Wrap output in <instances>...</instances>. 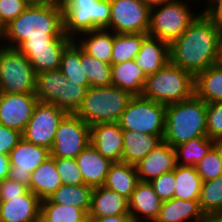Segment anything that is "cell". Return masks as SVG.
<instances>
[{
    "label": "cell",
    "instance_id": "cell-1",
    "mask_svg": "<svg viewBox=\"0 0 222 222\" xmlns=\"http://www.w3.org/2000/svg\"><path fill=\"white\" fill-rule=\"evenodd\" d=\"M222 28L202 11L186 31L170 44V62L194 77L218 63Z\"/></svg>",
    "mask_w": 222,
    "mask_h": 222
},
{
    "label": "cell",
    "instance_id": "cell-2",
    "mask_svg": "<svg viewBox=\"0 0 222 222\" xmlns=\"http://www.w3.org/2000/svg\"><path fill=\"white\" fill-rule=\"evenodd\" d=\"M63 34L62 4L60 0H47L31 2L20 15L0 31V41L1 45L17 48L25 40L59 39Z\"/></svg>",
    "mask_w": 222,
    "mask_h": 222
},
{
    "label": "cell",
    "instance_id": "cell-3",
    "mask_svg": "<svg viewBox=\"0 0 222 222\" xmlns=\"http://www.w3.org/2000/svg\"><path fill=\"white\" fill-rule=\"evenodd\" d=\"M207 103L195 94L167 105L163 141L173 148L192 138L207 137Z\"/></svg>",
    "mask_w": 222,
    "mask_h": 222
},
{
    "label": "cell",
    "instance_id": "cell-4",
    "mask_svg": "<svg viewBox=\"0 0 222 222\" xmlns=\"http://www.w3.org/2000/svg\"><path fill=\"white\" fill-rule=\"evenodd\" d=\"M132 97L114 85L89 87L75 114L89 126L118 122Z\"/></svg>",
    "mask_w": 222,
    "mask_h": 222
},
{
    "label": "cell",
    "instance_id": "cell-5",
    "mask_svg": "<svg viewBox=\"0 0 222 222\" xmlns=\"http://www.w3.org/2000/svg\"><path fill=\"white\" fill-rule=\"evenodd\" d=\"M194 94V76L169 62L147 76L142 96L169 105L184 101Z\"/></svg>",
    "mask_w": 222,
    "mask_h": 222
},
{
    "label": "cell",
    "instance_id": "cell-6",
    "mask_svg": "<svg viewBox=\"0 0 222 222\" xmlns=\"http://www.w3.org/2000/svg\"><path fill=\"white\" fill-rule=\"evenodd\" d=\"M64 34L75 40L79 34L106 29L110 21V0H60Z\"/></svg>",
    "mask_w": 222,
    "mask_h": 222
},
{
    "label": "cell",
    "instance_id": "cell-7",
    "mask_svg": "<svg viewBox=\"0 0 222 222\" xmlns=\"http://www.w3.org/2000/svg\"><path fill=\"white\" fill-rule=\"evenodd\" d=\"M166 108L167 105L136 95L131 98L117 123L123 130L152 134L163 140Z\"/></svg>",
    "mask_w": 222,
    "mask_h": 222
},
{
    "label": "cell",
    "instance_id": "cell-8",
    "mask_svg": "<svg viewBox=\"0 0 222 222\" xmlns=\"http://www.w3.org/2000/svg\"><path fill=\"white\" fill-rule=\"evenodd\" d=\"M190 9L187 0H172L151 7L148 35L171 44L198 15Z\"/></svg>",
    "mask_w": 222,
    "mask_h": 222
},
{
    "label": "cell",
    "instance_id": "cell-9",
    "mask_svg": "<svg viewBox=\"0 0 222 222\" xmlns=\"http://www.w3.org/2000/svg\"><path fill=\"white\" fill-rule=\"evenodd\" d=\"M37 73L17 48L0 45V93L35 94Z\"/></svg>",
    "mask_w": 222,
    "mask_h": 222
},
{
    "label": "cell",
    "instance_id": "cell-10",
    "mask_svg": "<svg viewBox=\"0 0 222 222\" xmlns=\"http://www.w3.org/2000/svg\"><path fill=\"white\" fill-rule=\"evenodd\" d=\"M151 7L142 0H110V21L106 30L118 34L148 33Z\"/></svg>",
    "mask_w": 222,
    "mask_h": 222
},
{
    "label": "cell",
    "instance_id": "cell-11",
    "mask_svg": "<svg viewBox=\"0 0 222 222\" xmlns=\"http://www.w3.org/2000/svg\"><path fill=\"white\" fill-rule=\"evenodd\" d=\"M90 144V126L75 113H67L55 133L50 156L76 158Z\"/></svg>",
    "mask_w": 222,
    "mask_h": 222
},
{
    "label": "cell",
    "instance_id": "cell-12",
    "mask_svg": "<svg viewBox=\"0 0 222 222\" xmlns=\"http://www.w3.org/2000/svg\"><path fill=\"white\" fill-rule=\"evenodd\" d=\"M66 114V111L54 104L39 101L22 133V138L27 142L50 150L59 123Z\"/></svg>",
    "mask_w": 222,
    "mask_h": 222
},
{
    "label": "cell",
    "instance_id": "cell-13",
    "mask_svg": "<svg viewBox=\"0 0 222 222\" xmlns=\"http://www.w3.org/2000/svg\"><path fill=\"white\" fill-rule=\"evenodd\" d=\"M73 41L63 34L59 39H31L22 42L17 49L26 56L38 74L59 69L64 49Z\"/></svg>",
    "mask_w": 222,
    "mask_h": 222
},
{
    "label": "cell",
    "instance_id": "cell-14",
    "mask_svg": "<svg viewBox=\"0 0 222 222\" xmlns=\"http://www.w3.org/2000/svg\"><path fill=\"white\" fill-rule=\"evenodd\" d=\"M49 157V149L27 142L22 138L9 153L8 178L29 188L31 173Z\"/></svg>",
    "mask_w": 222,
    "mask_h": 222
},
{
    "label": "cell",
    "instance_id": "cell-15",
    "mask_svg": "<svg viewBox=\"0 0 222 222\" xmlns=\"http://www.w3.org/2000/svg\"><path fill=\"white\" fill-rule=\"evenodd\" d=\"M38 102L36 94L0 93V124L23 133Z\"/></svg>",
    "mask_w": 222,
    "mask_h": 222
},
{
    "label": "cell",
    "instance_id": "cell-16",
    "mask_svg": "<svg viewBox=\"0 0 222 222\" xmlns=\"http://www.w3.org/2000/svg\"><path fill=\"white\" fill-rule=\"evenodd\" d=\"M90 143L103 157L112 162H121L123 129L117 122L90 126Z\"/></svg>",
    "mask_w": 222,
    "mask_h": 222
},
{
    "label": "cell",
    "instance_id": "cell-17",
    "mask_svg": "<svg viewBox=\"0 0 222 222\" xmlns=\"http://www.w3.org/2000/svg\"><path fill=\"white\" fill-rule=\"evenodd\" d=\"M135 166L139 180L141 182H150L163 173L176 168L175 149L162 141Z\"/></svg>",
    "mask_w": 222,
    "mask_h": 222
},
{
    "label": "cell",
    "instance_id": "cell-18",
    "mask_svg": "<svg viewBox=\"0 0 222 222\" xmlns=\"http://www.w3.org/2000/svg\"><path fill=\"white\" fill-rule=\"evenodd\" d=\"M41 200L31 191L0 201V222H40Z\"/></svg>",
    "mask_w": 222,
    "mask_h": 222
},
{
    "label": "cell",
    "instance_id": "cell-19",
    "mask_svg": "<svg viewBox=\"0 0 222 222\" xmlns=\"http://www.w3.org/2000/svg\"><path fill=\"white\" fill-rule=\"evenodd\" d=\"M129 214L133 222H154L162 201L150 182H139L129 198ZM141 216V217H140Z\"/></svg>",
    "mask_w": 222,
    "mask_h": 222
},
{
    "label": "cell",
    "instance_id": "cell-20",
    "mask_svg": "<svg viewBox=\"0 0 222 222\" xmlns=\"http://www.w3.org/2000/svg\"><path fill=\"white\" fill-rule=\"evenodd\" d=\"M84 184L91 187L103 186L111 164L90 143L76 158Z\"/></svg>",
    "mask_w": 222,
    "mask_h": 222
},
{
    "label": "cell",
    "instance_id": "cell-21",
    "mask_svg": "<svg viewBox=\"0 0 222 222\" xmlns=\"http://www.w3.org/2000/svg\"><path fill=\"white\" fill-rule=\"evenodd\" d=\"M134 60L146 76L153 74L170 62V44L148 36Z\"/></svg>",
    "mask_w": 222,
    "mask_h": 222
},
{
    "label": "cell",
    "instance_id": "cell-22",
    "mask_svg": "<svg viewBox=\"0 0 222 222\" xmlns=\"http://www.w3.org/2000/svg\"><path fill=\"white\" fill-rule=\"evenodd\" d=\"M129 214V201L104 186L94 187L88 216H114Z\"/></svg>",
    "mask_w": 222,
    "mask_h": 222
},
{
    "label": "cell",
    "instance_id": "cell-23",
    "mask_svg": "<svg viewBox=\"0 0 222 222\" xmlns=\"http://www.w3.org/2000/svg\"><path fill=\"white\" fill-rule=\"evenodd\" d=\"M204 216L198 200L172 198L162 202L154 222H198Z\"/></svg>",
    "mask_w": 222,
    "mask_h": 222
},
{
    "label": "cell",
    "instance_id": "cell-24",
    "mask_svg": "<svg viewBox=\"0 0 222 222\" xmlns=\"http://www.w3.org/2000/svg\"><path fill=\"white\" fill-rule=\"evenodd\" d=\"M65 82L68 80L59 69L38 73L35 91L38 100L64 110Z\"/></svg>",
    "mask_w": 222,
    "mask_h": 222
},
{
    "label": "cell",
    "instance_id": "cell-25",
    "mask_svg": "<svg viewBox=\"0 0 222 222\" xmlns=\"http://www.w3.org/2000/svg\"><path fill=\"white\" fill-rule=\"evenodd\" d=\"M61 185L55 158L50 156L31 173L29 190L42 201L48 199Z\"/></svg>",
    "mask_w": 222,
    "mask_h": 222
},
{
    "label": "cell",
    "instance_id": "cell-26",
    "mask_svg": "<svg viewBox=\"0 0 222 222\" xmlns=\"http://www.w3.org/2000/svg\"><path fill=\"white\" fill-rule=\"evenodd\" d=\"M163 140L159 136L123 130L121 162L136 165Z\"/></svg>",
    "mask_w": 222,
    "mask_h": 222
},
{
    "label": "cell",
    "instance_id": "cell-27",
    "mask_svg": "<svg viewBox=\"0 0 222 222\" xmlns=\"http://www.w3.org/2000/svg\"><path fill=\"white\" fill-rule=\"evenodd\" d=\"M147 76L135 60L111 65L112 85L128 91L133 96L142 95Z\"/></svg>",
    "mask_w": 222,
    "mask_h": 222
},
{
    "label": "cell",
    "instance_id": "cell-28",
    "mask_svg": "<svg viewBox=\"0 0 222 222\" xmlns=\"http://www.w3.org/2000/svg\"><path fill=\"white\" fill-rule=\"evenodd\" d=\"M139 182L136 166L124 162H113L103 186L129 200Z\"/></svg>",
    "mask_w": 222,
    "mask_h": 222
},
{
    "label": "cell",
    "instance_id": "cell-29",
    "mask_svg": "<svg viewBox=\"0 0 222 222\" xmlns=\"http://www.w3.org/2000/svg\"><path fill=\"white\" fill-rule=\"evenodd\" d=\"M77 44L88 55L111 64L114 33L106 29H96L80 34ZM84 36V37H83Z\"/></svg>",
    "mask_w": 222,
    "mask_h": 222
},
{
    "label": "cell",
    "instance_id": "cell-30",
    "mask_svg": "<svg viewBox=\"0 0 222 222\" xmlns=\"http://www.w3.org/2000/svg\"><path fill=\"white\" fill-rule=\"evenodd\" d=\"M195 95L205 103L222 102V66L211 65L194 77Z\"/></svg>",
    "mask_w": 222,
    "mask_h": 222
},
{
    "label": "cell",
    "instance_id": "cell-31",
    "mask_svg": "<svg viewBox=\"0 0 222 222\" xmlns=\"http://www.w3.org/2000/svg\"><path fill=\"white\" fill-rule=\"evenodd\" d=\"M203 180L196 167L178 165L175 168L174 198L183 200H199Z\"/></svg>",
    "mask_w": 222,
    "mask_h": 222
},
{
    "label": "cell",
    "instance_id": "cell-32",
    "mask_svg": "<svg viewBox=\"0 0 222 222\" xmlns=\"http://www.w3.org/2000/svg\"><path fill=\"white\" fill-rule=\"evenodd\" d=\"M59 70L71 82L90 87L88 77L84 72V63H81V47L73 40L63 51Z\"/></svg>",
    "mask_w": 222,
    "mask_h": 222
},
{
    "label": "cell",
    "instance_id": "cell-33",
    "mask_svg": "<svg viewBox=\"0 0 222 222\" xmlns=\"http://www.w3.org/2000/svg\"><path fill=\"white\" fill-rule=\"evenodd\" d=\"M93 187L81 185L62 184L48 199L52 203L72 205L89 213Z\"/></svg>",
    "mask_w": 222,
    "mask_h": 222
},
{
    "label": "cell",
    "instance_id": "cell-34",
    "mask_svg": "<svg viewBox=\"0 0 222 222\" xmlns=\"http://www.w3.org/2000/svg\"><path fill=\"white\" fill-rule=\"evenodd\" d=\"M88 213L72 205L52 203L49 199L41 201L40 222H87Z\"/></svg>",
    "mask_w": 222,
    "mask_h": 222
},
{
    "label": "cell",
    "instance_id": "cell-35",
    "mask_svg": "<svg viewBox=\"0 0 222 222\" xmlns=\"http://www.w3.org/2000/svg\"><path fill=\"white\" fill-rule=\"evenodd\" d=\"M148 36V33H114L111 65L135 59Z\"/></svg>",
    "mask_w": 222,
    "mask_h": 222
},
{
    "label": "cell",
    "instance_id": "cell-36",
    "mask_svg": "<svg viewBox=\"0 0 222 222\" xmlns=\"http://www.w3.org/2000/svg\"><path fill=\"white\" fill-rule=\"evenodd\" d=\"M214 147V139L208 137L192 138L188 142L174 147L178 165L196 166V164Z\"/></svg>",
    "mask_w": 222,
    "mask_h": 222
},
{
    "label": "cell",
    "instance_id": "cell-37",
    "mask_svg": "<svg viewBox=\"0 0 222 222\" xmlns=\"http://www.w3.org/2000/svg\"><path fill=\"white\" fill-rule=\"evenodd\" d=\"M81 63H84V72L88 77L90 87L112 85L111 64L100 61L83 51L81 48Z\"/></svg>",
    "mask_w": 222,
    "mask_h": 222
},
{
    "label": "cell",
    "instance_id": "cell-38",
    "mask_svg": "<svg viewBox=\"0 0 222 222\" xmlns=\"http://www.w3.org/2000/svg\"><path fill=\"white\" fill-rule=\"evenodd\" d=\"M198 201L205 215L217 214L222 210V174L202 183Z\"/></svg>",
    "mask_w": 222,
    "mask_h": 222
},
{
    "label": "cell",
    "instance_id": "cell-39",
    "mask_svg": "<svg viewBox=\"0 0 222 222\" xmlns=\"http://www.w3.org/2000/svg\"><path fill=\"white\" fill-rule=\"evenodd\" d=\"M195 167L203 182L213 180L222 174V160L214 147Z\"/></svg>",
    "mask_w": 222,
    "mask_h": 222
},
{
    "label": "cell",
    "instance_id": "cell-40",
    "mask_svg": "<svg viewBox=\"0 0 222 222\" xmlns=\"http://www.w3.org/2000/svg\"><path fill=\"white\" fill-rule=\"evenodd\" d=\"M55 165L57 171L59 172L62 184H84L82 174L78 168V164L75 158H55Z\"/></svg>",
    "mask_w": 222,
    "mask_h": 222
},
{
    "label": "cell",
    "instance_id": "cell-41",
    "mask_svg": "<svg viewBox=\"0 0 222 222\" xmlns=\"http://www.w3.org/2000/svg\"><path fill=\"white\" fill-rule=\"evenodd\" d=\"M30 4V0H0V31Z\"/></svg>",
    "mask_w": 222,
    "mask_h": 222
},
{
    "label": "cell",
    "instance_id": "cell-42",
    "mask_svg": "<svg viewBox=\"0 0 222 222\" xmlns=\"http://www.w3.org/2000/svg\"><path fill=\"white\" fill-rule=\"evenodd\" d=\"M207 137L222 138V102L207 103Z\"/></svg>",
    "mask_w": 222,
    "mask_h": 222
},
{
    "label": "cell",
    "instance_id": "cell-43",
    "mask_svg": "<svg viewBox=\"0 0 222 222\" xmlns=\"http://www.w3.org/2000/svg\"><path fill=\"white\" fill-rule=\"evenodd\" d=\"M86 91L87 88L85 86L75 84L71 82V80L65 82L64 111L67 113H75L80 107Z\"/></svg>",
    "mask_w": 222,
    "mask_h": 222
},
{
    "label": "cell",
    "instance_id": "cell-44",
    "mask_svg": "<svg viewBox=\"0 0 222 222\" xmlns=\"http://www.w3.org/2000/svg\"><path fill=\"white\" fill-rule=\"evenodd\" d=\"M154 191L159 196L162 202L168 201L174 198L175 191V169L166 173H163L158 178L150 181Z\"/></svg>",
    "mask_w": 222,
    "mask_h": 222
},
{
    "label": "cell",
    "instance_id": "cell-45",
    "mask_svg": "<svg viewBox=\"0 0 222 222\" xmlns=\"http://www.w3.org/2000/svg\"><path fill=\"white\" fill-rule=\"evenodd\" d=\"M21 139V132L0 124V154L9 155Z\"/></svg>",
    "mask_w": 222,
    "mask_h": 222
},
{
    "label": "cell",
    "instance_id": "cell-46",
    "mask_svg": "<svg viewBox=\"0 0 222 222\" xmlns=\"http://www.w3.org/2000/svg\"><path fill=\"white\" fill-rule=\"evenodd\" d=\"M29 188L19 182L5 178L0 182V201H8L9 198L19 197L25 194Z\"/></svg>",
    "mask_w": 222,
    "mask_h": 222
},
{
    "label": "cell",
    "instance_id": "cell-47",
    "mask_svg": "<svg viewBox=\"0 0 222 222\" xmlns=\"http://www.w3.org/2000/svg\"><path fill=\"white\" fill-rule=\"evenodd\" d=\"M208 5L202 12L218 27L222 28V0H207Z\"/></svg>",
    "mask_w": 222,
    "mask_h": 222
},
{
    "label": "cell",
    "instance_id": "cell-48",
    "mask_svg": "<svg viewBox=\"0 0 222 222\" xmlns=\"http://www.w3.org/2000/svg\"><path fill=\"white\" fill-rule=\"evenodd\" d=\"M87 222H133L130 214L114 215V216H88Z\"/></svg>",
    "mask_w": 222,
    "mask_h": 222
},
{
    "label": "cell",
    "instance_id": "cell-49",
    "mask_svg": "<svg viewBox=\"0 0 222 222\" xmlns=\"http://www.w3.org/2000/svg\"><path fill=\"white\" fill-rule=\"evenodd\" d=\"M10 168L9 155L0 154V182L8 178Z\"/></svg>",
    "mask_w": 222,
    "mask_h": 222
},
{
    "label": "cell",
    "instance_id": "cell-50",
    "mask_svg": "<svg viewBox=\"0 0 222 222\" xmlns=\"http://www.w3.org/2000/svg\"><path fill=\"white\" fill-rule=\"evenodd\" d=\"M198 222H222V219L217 214H208Z\"/></svg>",
    "mask_w": 222,
    "mask_h": 222
},
{
    "label": "cell",
    "instance_id": "cell-51",
    "mask_svg": "<svg viewBox=\"0 0 222 222\" xmlns=\"http://www.w3.org/2000/svg\"><path fill=\"white\" fill-rule=\"evenodd\" d=\"M214 148L219 154V157L222 160V138L214 139Z\"/></svg>",
    "mask_w": 222,
    "mask_h": 222
},
{
    "label": "cell",
    "instance_id": "cell-52",
    "mask_svg": "<svg viewBox=\"0 0 222 222\" xmlns=\"http://www.w3.org/2000/svg\"><path fill=\"white\" fill-rule=\"evenodd\" d=\"M145 4H147L150 7L162 4V3H166L172 0H142Z\"/></svg>",
    "mask_w": 222,
    "mask_h": 222
},
{
    "label": "cell",
    "instance_id": "cell-53",
    "mask_svg": "<svg viewBox=\"0 0 222 222\" xmlns=\"http://www.w3.org/2000/svg\"><path fill=\"white\" fill-rule=\"evenodd\" d=\"M218 63L222 66V42H221L220 51H219Z\"/></svg>",
    "mask_w": 222,
    "mask_h": 222
},
{
    "label": "cell",
    "instance_id": "cell-54",
    "mask_svg": "<svg viewBox=\"0 0 222 222\" xmlns=\"http://www.w3.org/2000/svg\"><path fill=\"white\" fill-rule=\"evenodd\" d=\"M31 2H43V1H47V0H30Z\"/></svg>",
    "mask_w": 222,
    "mask_h": 222
},
{
    "label": "cell",
    "instance_id": "cell-55",
    "mask_svg": "<svg viewBox=\"0 0 222 222\" xmlns=\"http://www.w3.org/2000/svg\"><path fill=\"white\" fill-rule=\"evenodd\" d=\"M217 215L222 219V210L217 213Z\"/></svg>",
    "mask_w": 222,
    "mask_h": 222
}]
</instances>
